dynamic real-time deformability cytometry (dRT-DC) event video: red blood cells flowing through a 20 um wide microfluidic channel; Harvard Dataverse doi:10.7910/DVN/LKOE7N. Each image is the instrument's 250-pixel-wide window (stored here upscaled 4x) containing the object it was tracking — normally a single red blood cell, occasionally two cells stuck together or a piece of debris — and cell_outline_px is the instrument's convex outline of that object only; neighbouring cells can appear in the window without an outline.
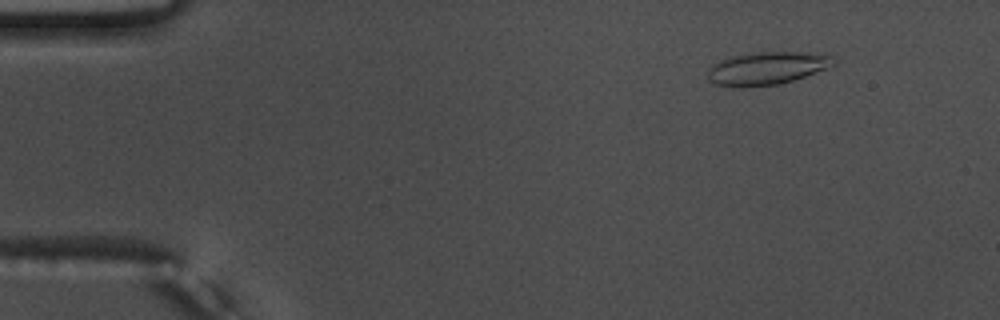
{"species": "common noctule bat (a hibernating species)", "species_latin": "Nyctalus noctula", "temperature_condition": "warm", "stored_images_in_passage": 55, "camera_frame_rate_fps": 3000, "um_per_image_px": 0.085, "animal": {"sex": "male", "body_mass_g": 17.5, "forearm_length_mm": 52.3}, "frame": {"image": 1, "passage_image": 7, "time_ms": 2.0, "image_size_px": [1000, 320], "cell_outline_px": [[836, 64], [828, 68], [780, 84], [744, 88], [716, 84], [708, 80], [708, 68], [712, 64], [720, 60], [732, 56], [756, 52], [808, 52], [836, 56]], "centroid_in_image_um": [65.2, 5.8], "position_along_channel_um": 19.8, "area_um2": 24.33}}
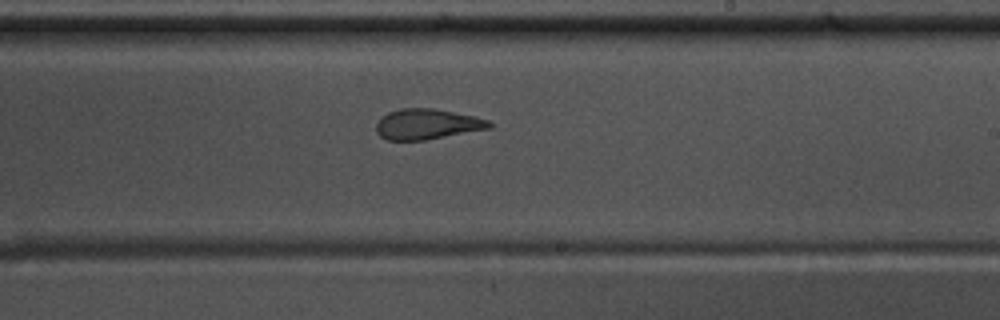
{"frame": {"image": 2, "passage_image": 33, "time_ms": 10.667, "image_size_px": [1000, 320], "cell_outline_px": [[492, 128], [424, 140], [388, 140], [380, 136], [376, 132], [376, 124], [388, 112], [400, 108], [436, 108], [476, 116], [488, 120], [492, 124]], "centroid_in_image_um": [36.33, 10.54], "position_along_channel_um": 252.7, "area_um2": 20.11}}
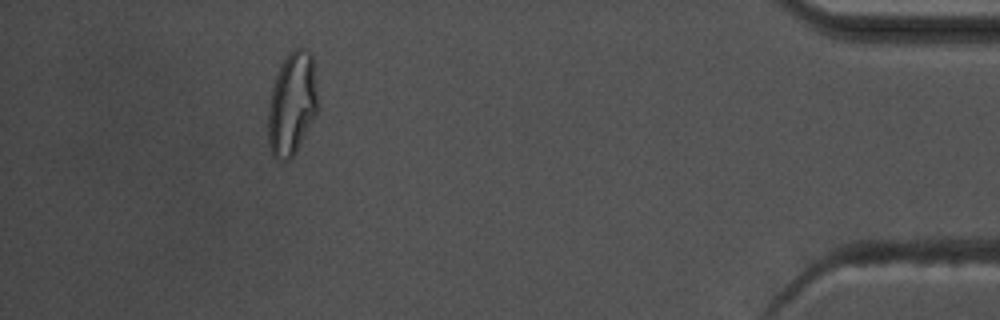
{"frame": {"image": 3, "passage_image": 50, "time_ms": 16.333, "image_size_px": [1000, 320], "cell_outline_px": [[316, 116], [296, 152], [288, 160], [280, 160], [272, 156], [268, 144], [268, 104], [272, 84], [280, 64], [288, 52], [292, 48], [304, 48], [312, 52], [316, 88]], "centroid_in_image_um": [24.79, 8.8], "position_along_channel_um": 410.4, "area_um2": 30.23}, "authors_computed_cell_mechanics": {"area_um2": 22.4842, "velocity_mm_per_s": 3.7902, "shape_relaxation_time_tau1_ms": 9.2387, "shape_relaxation_time_tau2_ms": 1.7692, "deformation_change_tau1": 0.2829, "deformation_change_tau2": 0.1021}}